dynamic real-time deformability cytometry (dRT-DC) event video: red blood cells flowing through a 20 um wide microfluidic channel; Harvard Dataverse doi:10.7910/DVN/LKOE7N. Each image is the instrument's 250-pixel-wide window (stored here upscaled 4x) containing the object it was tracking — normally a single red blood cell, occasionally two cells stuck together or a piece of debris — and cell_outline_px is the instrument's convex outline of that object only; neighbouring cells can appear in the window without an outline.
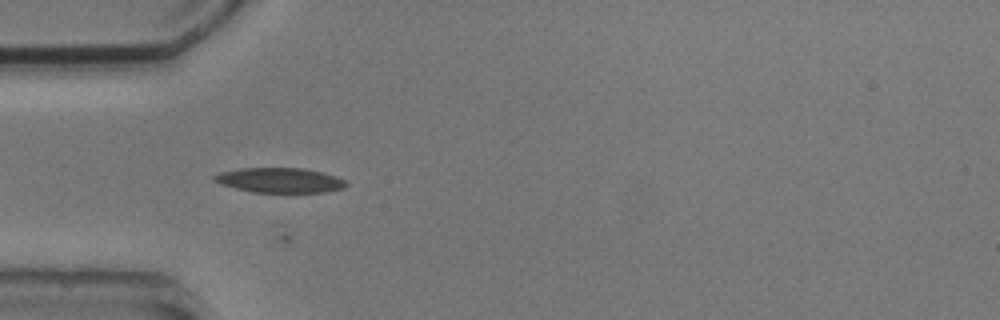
{"species": "common noctule bat (a hibernating species)", "species_latin": "Nyctalus noctula", "temperature_condition": "cold", "stored_images_in_passage": 3, "camera_frame_rate_fps": 3000, "um_per_image_px": 0.085, "animal": {"sex": "male", "body_mass_g": 20.5, "forearm_length_mm": 52.5}, "frame": {"image": 1, "passage_image": 2, "time_ms": 1.333, "image_size_px": [1000, 320], "cell_outline_px": [[348, 184], [344, 188], [324, 192], [252, 192], [220, 184], [212, 180], [212, 176], [220, 172], [240, 168], [304, 168], [324, 172], [336, 176], [344, 180]], "centroid_in_image_um": [23.77, 15.31], "position_along_channel_um": 61.2, "area_um2": 19.19}}